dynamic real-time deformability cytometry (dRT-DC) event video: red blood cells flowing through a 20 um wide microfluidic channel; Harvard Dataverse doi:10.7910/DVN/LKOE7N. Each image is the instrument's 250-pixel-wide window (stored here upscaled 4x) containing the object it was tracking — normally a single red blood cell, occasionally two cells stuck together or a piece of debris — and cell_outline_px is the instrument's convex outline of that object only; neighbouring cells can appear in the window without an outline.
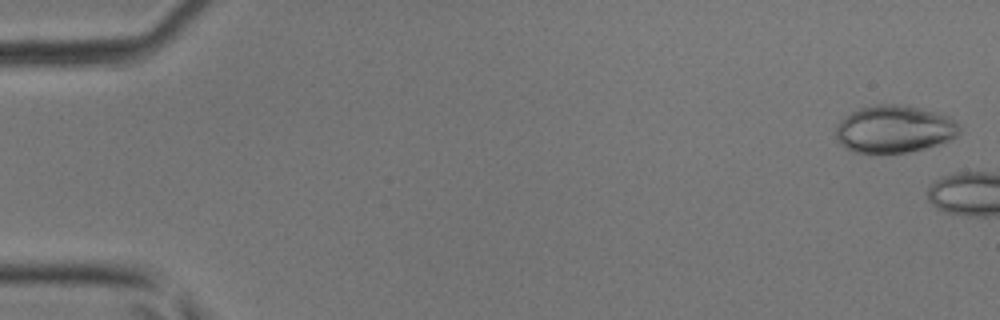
{"species": "common noctule bat (a hibernating species)", "species_latin": "Nyctalus noctula", "temperature_condition": "room temperature", "stored_images_in_passage": 4, "camera_frame_rate_fps": 3000, "um_per_image_px": 0.085, "animal": {"sex": "male", "body_mass_g": 17.9, "forearm_length_mm": 54.2}, "frame": {"image": 1, "passage_image": 1, "time_ms": 0.0, "image_size_px": [1000, 320], "cell_outline_px": [[960, 132], [956, 136], [948, 140], [924, 148], [908, 152], [852, 152], [836, 140], [836, 124], [852, 112], [860, 108], [880, 104], [896, 104], [936, 112], [948, 116], [956, 120], [960, 124]], "centroid_in_image_um": [76.01, 10.97], "position_along_channel_um": 9.0, "area_um2": 33.76}}